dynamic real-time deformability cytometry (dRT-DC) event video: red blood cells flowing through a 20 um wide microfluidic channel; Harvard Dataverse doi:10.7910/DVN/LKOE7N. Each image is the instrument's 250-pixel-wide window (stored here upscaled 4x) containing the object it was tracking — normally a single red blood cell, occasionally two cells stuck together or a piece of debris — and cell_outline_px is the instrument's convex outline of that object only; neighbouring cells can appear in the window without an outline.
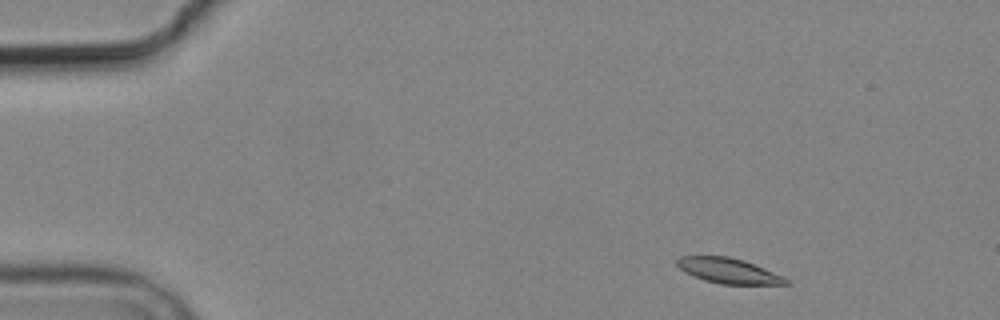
{"species": "common noctule bat (a hibernating species)", "species_latin": "Nyctalus noctula", "temperature_condition": "cold", "stored_images_in_passage": 10, "camera_frame_rate_fps": 3000, "um_per_image_px": 0.085, "animal": {"sex": "male", "body_mass_g": 19.2, "forearm_length_mm": 51.8}, "frame": {"image": 1, "passage_image": 1, "time_ms": 0.0, "image_size_px": [1000, 320], "cell_outline_px": [[792, 284], [720, 284], [704, 280], [684, 272], [676, 264], [676, 260], [680, 256], [728, 256], [744, 260], [784, 276], [792, 280]], "centroid_in_image_um": [61.96, 23.02], "position_along_channel_um": 23.0, "area_um2": 16.13}}
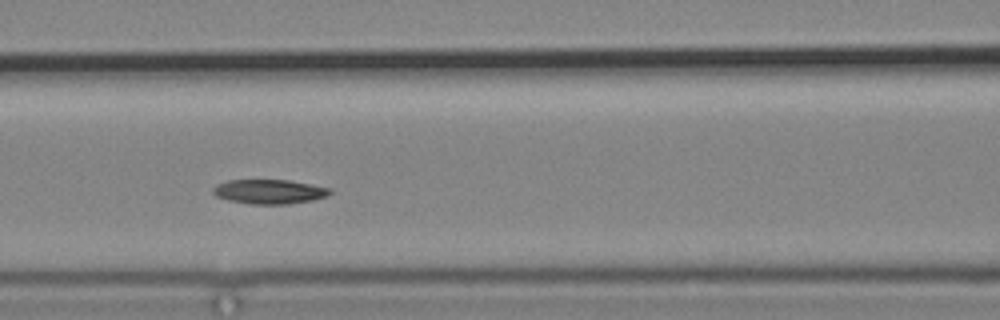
{"frame": {"image": 2, "passage_image": 6, "time_ms": 5.667, "image_size_px": [1000, 320], "cell_outline_px": [[332, 192], [328, 196], [312, 200], [288, 204], [252, 204], [228, 200], [216, 196], [212, 192], [212, 188], [216, 184], [228, 180], [288, 180], [332, 188]], "centroid_in_image_um": [22.89, 16.28], "position_along_channel_um": 143.7, "area_um2": 16.7}}
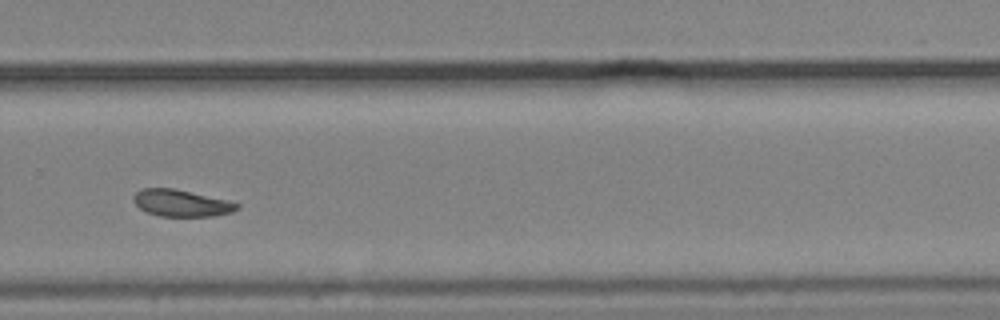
{"frame": {"image": 3, "passage_image": 10, "time_ms": 10.333, "image_size_px": [1000, 320], "cell_outline_px": [[240, 208], [232, 212], [212, 216], [160, 216], [148, 212], [140, 208], [132, 200], [132, 196], [140, 188], [172, 188], [228, 200], [240, 204]], "centroid_in_image_um": [15.41, 17.26], "position_along_channel_um": 314.4, "area_um2": 16.13}}